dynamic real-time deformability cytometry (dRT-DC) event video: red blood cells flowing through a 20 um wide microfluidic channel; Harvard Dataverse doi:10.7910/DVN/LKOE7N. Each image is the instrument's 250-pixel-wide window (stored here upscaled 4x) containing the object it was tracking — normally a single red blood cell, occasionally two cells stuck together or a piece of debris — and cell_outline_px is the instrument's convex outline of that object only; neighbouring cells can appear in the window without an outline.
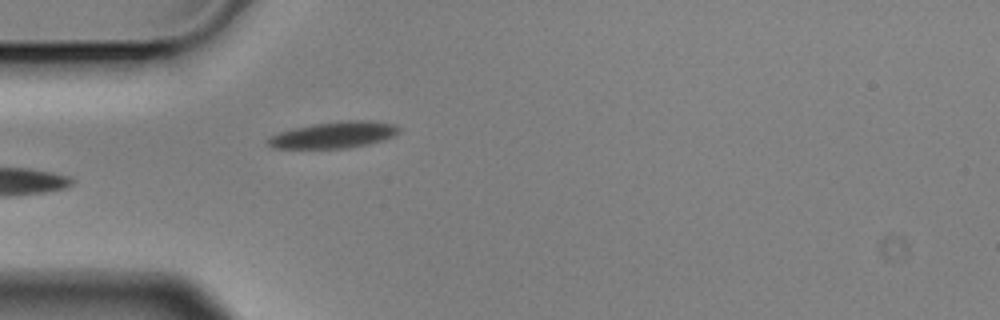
{"species": "Egyptian fruit bat (a non-hibernating species)", "species_latin": "Rousettus aegyptiacus", "temperature_condition": "cold", "stored_images_in_passage": 6, "camera_frame_rate_fps": 3000, "um_per_image_px": 0.085, "animal": {"sex": "male"}, "frame": {"image": 1, "passage_image": 6, "time_ms": 1.667, "image_size_px": [1000, 320], "cell_outline_px": [[400, 132], [396, 136], [384, 140], [368, 144], [344, 148], [272, 148], [264, 140], [268, 136], [292, 128], [312, 124], [340, 120], [372, 120], [396, 124], [400, 128]], "centroid_in_image_um": [28.4, 11.45], "position_along_channel_um": 56.6, "area_um2": 20.58}}